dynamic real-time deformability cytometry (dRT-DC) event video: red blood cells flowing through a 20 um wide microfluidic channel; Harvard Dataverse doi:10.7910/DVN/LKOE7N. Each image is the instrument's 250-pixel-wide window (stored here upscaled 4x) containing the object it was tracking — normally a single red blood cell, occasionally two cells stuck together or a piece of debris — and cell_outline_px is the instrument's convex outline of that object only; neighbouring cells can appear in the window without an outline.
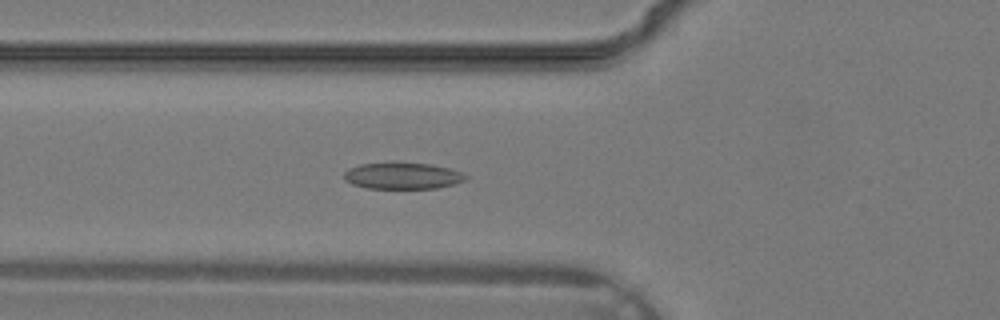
{"species": "common noctule bat (a hibernating species)", "species_latin": "Nyctalus noctula", "temperature_condition": "warm", "stored_images_in_passage": 37, "camera_frame_rate_fps": 3000, "um_per_image_px": 0.085, "animal": {"sex": "male", "body_mass_g": 19.2, "forearm_length_mm": 51.8}, "frame": {"image": 1, "passage_image": 14, "time_ms": 4.333, "image_size_px": [1000, 320], "cell_outline_px": [[468, 176], [464, 180], [452, 184], [436, 188], [368, 188], [352, 184], [344, 180], [344, 172], [348, 168], [360, 164], [432, 164], [464, 172]], "centroid_in_image_um": [34.21, 14.96], "position_along_channel_um": 91.6, "area_um2": 18.32}}
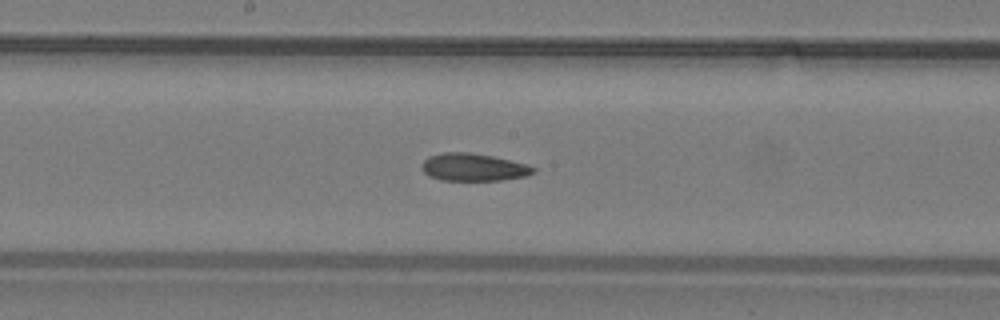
{"frame": {"image": 2, "passage_image": 20, "time_ms": 6.333, "image_size_px": [1000, 320], "cell_outline_px": [[536, 172], [528, 176], [500, 180], [440, 180], [428, 176], [424, 172], [424, 160], [428, 156], [444, 152], [468, 152], [492, 156], [528, 164], [536, 168]], "centroid_in_image_um": [40.29, 14.21], "position_along_channel_um": 207.9, "area_um2": 17.92}}
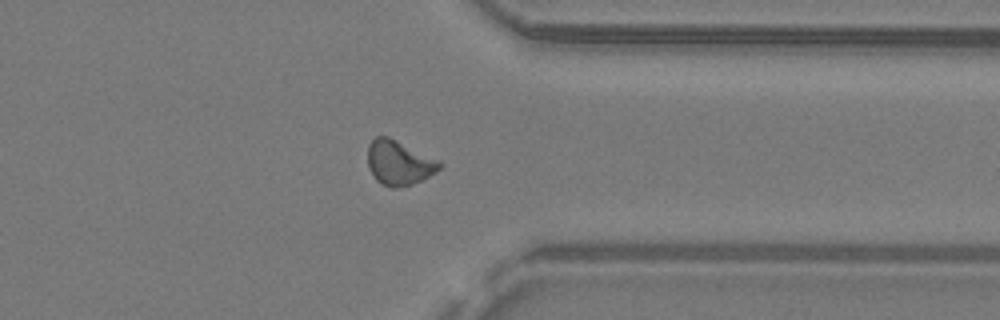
{"frame": {"image": 3, "passage_image": 29, "time_ms": 9.333, "image_size_px": [1000, 320], "cell_outline_px": [[440, 168], [436, 172], [412, 184], [396, 188], [392, 188], [376, 180], [368, 168], [368, 144], [376, 136], [388, 136], [440, 160]], "centroid_in_image_um": [33.9, 13.82], "position_along_channel_um": 377.5, "area_um2": 18.55}}